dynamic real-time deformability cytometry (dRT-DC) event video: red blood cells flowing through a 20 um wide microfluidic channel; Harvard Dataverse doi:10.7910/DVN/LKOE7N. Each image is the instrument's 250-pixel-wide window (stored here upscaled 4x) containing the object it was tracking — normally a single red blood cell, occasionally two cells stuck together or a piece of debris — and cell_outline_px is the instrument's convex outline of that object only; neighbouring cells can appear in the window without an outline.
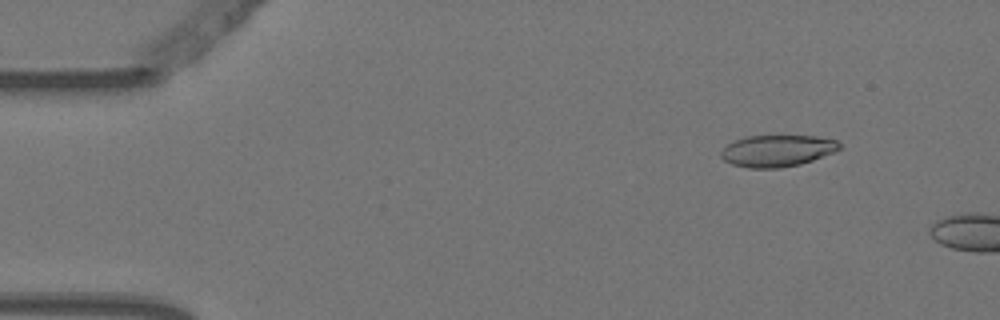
{"species": "Egyptian fruit bat (a non-hibernating species)", "species_latin": "Rousettus aegyptiacus", "temperature_condition": "warm", "stored_images_in_passage": 3, "camera_frame_rate_fps": 3000, "um_per_image_px": 0.085, "animal": {"sex": "female"}, "frame": {"image": 1, "passage_image": 2, "time_ms": 0.333, "image_size_px": [1000, 320], "cell_outline_px": [[840, 148], [832, 152], [812, 160], [800, 164], [780, 168], [748, 168], [732, 164], [724, 160], [720, 156], [720, 152], [728, 144], [744, 136], [816, 136], [836, 140], [840, 144]], "centroid_in_image_um": [66.03, 12.82], "position_along_channel_um": 19.0, "area_um2": 21.68}}